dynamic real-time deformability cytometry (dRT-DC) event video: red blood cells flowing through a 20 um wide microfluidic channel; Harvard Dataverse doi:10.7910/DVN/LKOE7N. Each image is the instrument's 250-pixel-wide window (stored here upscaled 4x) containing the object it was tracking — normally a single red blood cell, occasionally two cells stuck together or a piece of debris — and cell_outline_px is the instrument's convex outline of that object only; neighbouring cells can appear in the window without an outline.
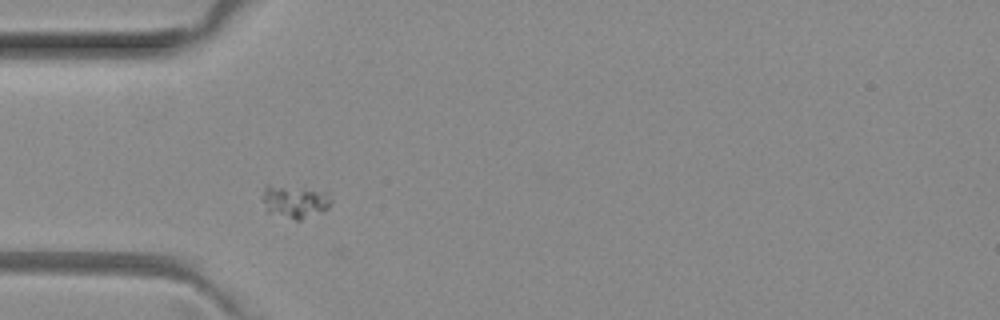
{"species": "common noctule bat (a hibernating species)", "species_latin": "Nyctalus noctula", "temperature_condition": "room temperature", "stored_images_in_passage": 6, "camera_frame_rate_fps": 3000, "um_per_image_px": 0.085, "animal": {"sex": "female", "body_mass_g": 29.2, "forearm_length_mm": 56.3}, "frame": {"image": 1, "passage_image": 2, "time_ms": 0.333, "image_size_px": [1000, 320], "cell_outline_px": [[332, 204], [324, 212], [300, 220], [296, 220], [268, 212], [260, 196], [264, 184], [268, 184], [328, 188], [332, 196]], "centroid_in_image_um": [25.14, 17.05], "position_along_channel_um": 59.9, "area_um2": 14.33}}
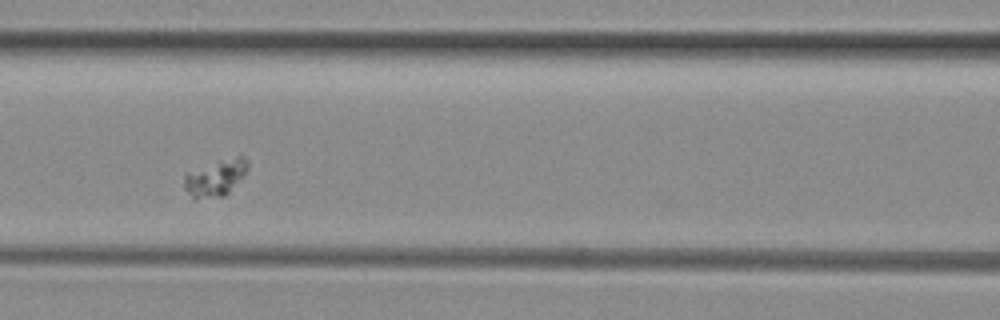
{"frame": {"image": 2, "passage_image": 4, "time_ms": 1.0, "image_size_px": [1000, 320], "cell_outline_px": [[248, 168], [244, 176], [224, 196], [196, 200], [184, 188], [184, 176], [188, 172], [240, 152], [248, 160]], "centroid_in_image_um": [18.37, 15.08], "position_along_channel_um": 148.2, "area_um2": 13.81}}
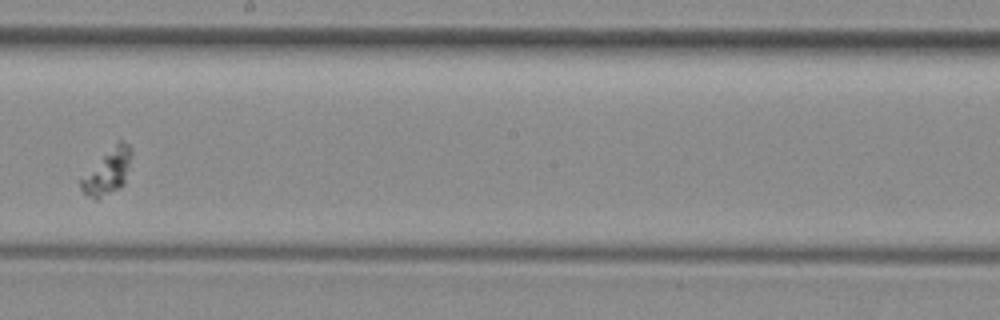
{"frame": {"image": 3, "passage_image": 6, "time_ms": 1.667, "image_size_px": [1000, 320], "cell_outline_px": [[132, 156], [124, 184], [120, 188], [96, 200], [88, 196], [80, 188], [80, 180], [120, 140], [128, 144], [132, 148]], "centroid_in_image_um": [9.19, 14.64], "position_along_channel_um": 239.0, "area_um2": 12.72}}